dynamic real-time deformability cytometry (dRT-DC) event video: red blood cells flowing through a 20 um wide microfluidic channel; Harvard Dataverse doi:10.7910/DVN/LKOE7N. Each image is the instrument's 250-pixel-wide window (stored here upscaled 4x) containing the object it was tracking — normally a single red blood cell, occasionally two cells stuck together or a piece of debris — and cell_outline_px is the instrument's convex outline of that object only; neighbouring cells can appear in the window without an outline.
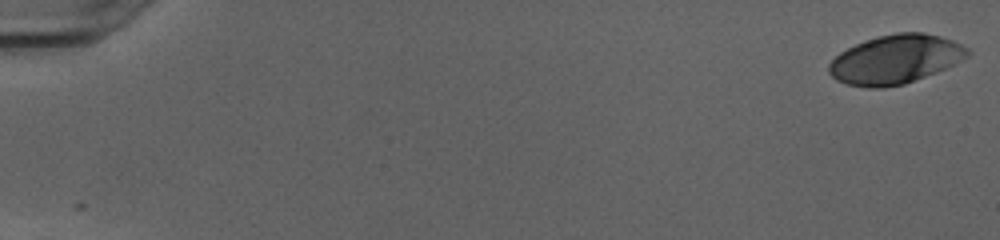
{"species": "human", "species_latin": "Homo sapiens", "temperature_condition": "cold", "stored_images_in_passage": 52, "camera_frame_rate_fps": 3000, "um_per_image_px": 0.085, "donor": {"sex": "female"}, "frame": {"image": 1, "passage_image": 1, "time_ms": 0.0, "image_size_px": [1000, 240], "cell_outline_px": [[972, 52], [968, 56], [936, 72], [904, 84], [884, 88], [868, 88], [848, 84], [836, 80], [828, 72], [828, 64], [840, 52], [864, 40], [876, 36], [896, 32], [924, 32], [940, 36], [952, 40], [968, 48]], "centroid_in_image_um": [76.09, 5.04], "position_along_channel_um": 8.9, "area_um2": 39.48}}
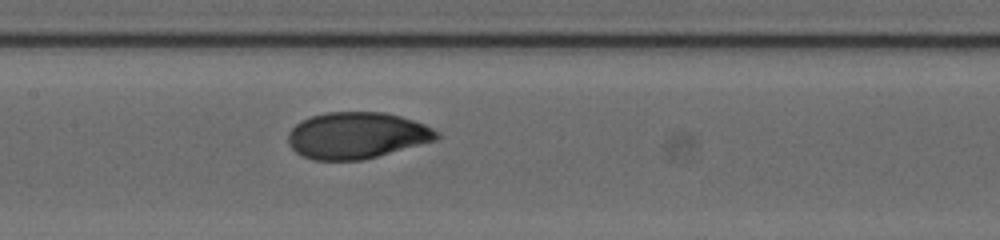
{"frame": {"image": 2, "passage_image": 27, "time_ms": 8.667, "image_size_px": [1000, 240], "cell_outline_px": [[440, 136], [436, 140], [376, 156], [360, 160], [312, 160], [300, 156], [288, 144], [288, 132], [300, 120], [312, 116], [328, 112], [384, 112], [400, 116], [424, 124], [440, 132]], "centroid_in_image_um": [30.29, 11.51], "position_along_channel_um": 177.1, "area_um2": 40.17}}
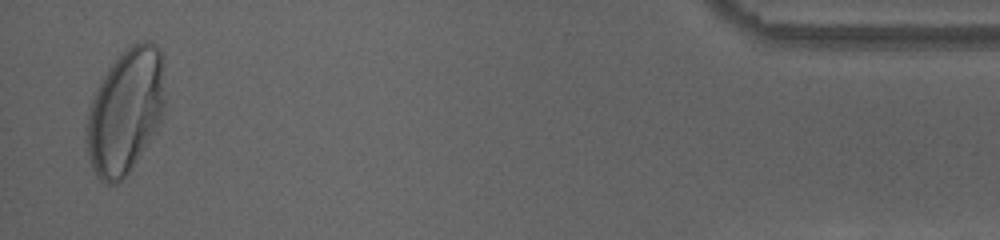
{"frame": {"image": 3, "passage_image": 51, "time_ms": 16.667, "image_size_px": [1000, 240], "cell_outline_px": [[164, 104], [160, 120], [132, 168], [116, 184], [108, 184], [100, 180], [96, 176], [92, 168], [88, 156], [84, 140], [88, 108], [100, 80], [112, 64], [132, 44], [144, 40], [148, 40], [160, 48], [164, 56]], "centroid_in_image_um": [10.64, 9.44], "position_along_channel_um": 424.6, "area_um2": 57.05}, "authors_computed_cell_mechanics": {"area_um2": 39.9976, "velocity_mm_per_s": 4.0056, "shape_relaxation_time_tau1_ms": 3.4998, "shape_relaxation_time_tau2_ms": null, "deformation_change_tau1": 0.1781, "deformation_change_tau2": null}}